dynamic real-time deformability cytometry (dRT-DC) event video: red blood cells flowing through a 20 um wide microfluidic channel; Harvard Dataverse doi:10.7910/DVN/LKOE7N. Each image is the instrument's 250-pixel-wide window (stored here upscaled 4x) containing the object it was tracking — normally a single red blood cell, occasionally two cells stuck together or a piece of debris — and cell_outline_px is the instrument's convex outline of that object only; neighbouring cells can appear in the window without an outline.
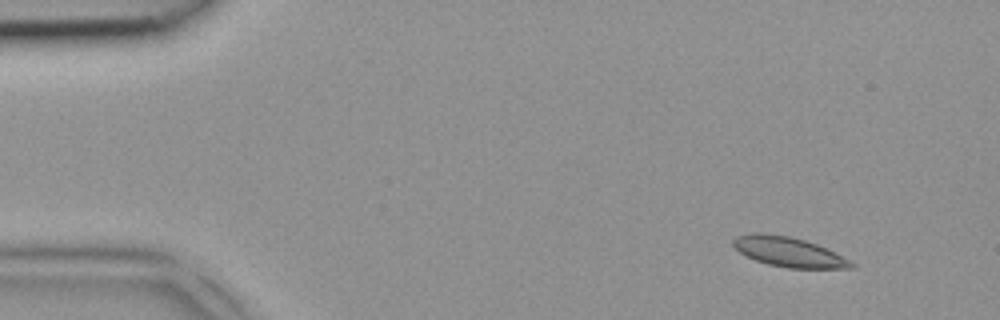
{"species": "common noctule bat (a hibernating species)", "species_latin": "Nyctalus noctula", "temperature_condition": "room temperature", "stored_images_in_passage": 3, "camera_frame_rate_fps": 3000, "um_per_image_px": 0.085, "animal": {"sex": "female", "body_mass_g": 18.4}, "frame": {"image": 1, "passage_image": 1, "time_ms": 0.0, "image_size_px": [1000, 320], "cell_outline_px": [[856, 264], [852, 268], [788, 268], [768, 264], [756, 260], [740, 252], [732, 244], [732, 240], [736, 236], [752, 232], [760, 232], [788, 236], [804, 240], [816, 244]], "centroid_in_image_um": [66.97, 21.4], "position_along_channel_um": 18.0, "area_um2": 20.11}}